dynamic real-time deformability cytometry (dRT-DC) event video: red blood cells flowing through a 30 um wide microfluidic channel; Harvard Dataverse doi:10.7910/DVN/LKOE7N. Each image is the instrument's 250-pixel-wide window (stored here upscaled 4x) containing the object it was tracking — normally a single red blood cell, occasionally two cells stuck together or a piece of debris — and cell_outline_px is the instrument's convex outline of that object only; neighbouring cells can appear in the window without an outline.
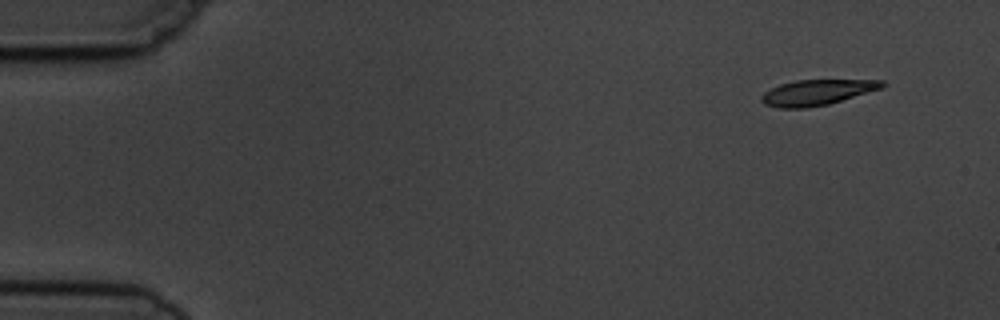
{"species": "common noctule bat (a hibernating species)", "species_latin": "Nyctalus noctula", "temperature_condition": "cold", "stored_images_in_passage": 6, "camera_frame_rate_fps": 3000, "um_per_image_px": 0.085, "animal": {"sex": "male", "body_mass_g": 19.5, "forearm_length_mm": 54.6}, "frame": {"image": 1, "passage_image": 1, "time_ms": 0.0, "image_size_px": [1000, 320], "cell_outline_px": [[888, 84], [884, 88], [828, 104], [804, 108], [780, 108], [764, 104], [760, 100], [760, 96], [764, 92], [780, 84], [796, 80], [884, 80]], "centroid_in_image_um": [69.47, 7.85], "position_along_channel_um": 15.5, "area_um2": 18.03}}
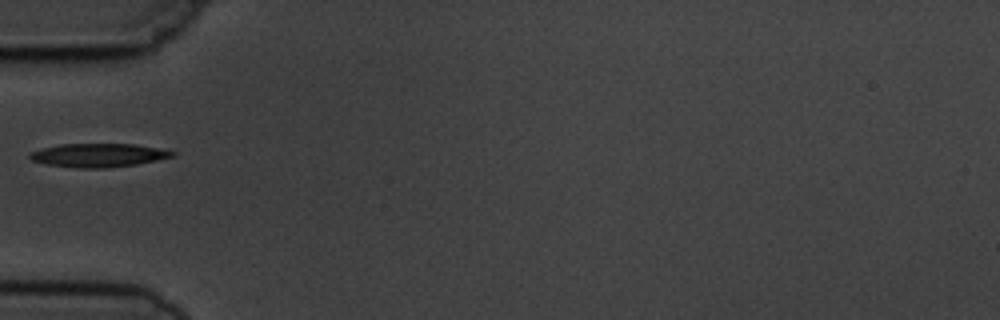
{"frame": {"image": 2, "passage_image": 5, "time_ms": 4.667, "image_size_px": [1000, 320], "cell_outline_px": [[176, 156], [136, 164], [108, 168], [80, 168], [44, 164], [32, 160], [28, 156], [32, 152], [44, 148], [60, 144], [132, 144], [156, 148], [176, 152]], "centroid_in_image_um": [8.36, 13.2], "position_along_channel_um": 76.6, "area_um2": 19.36}}
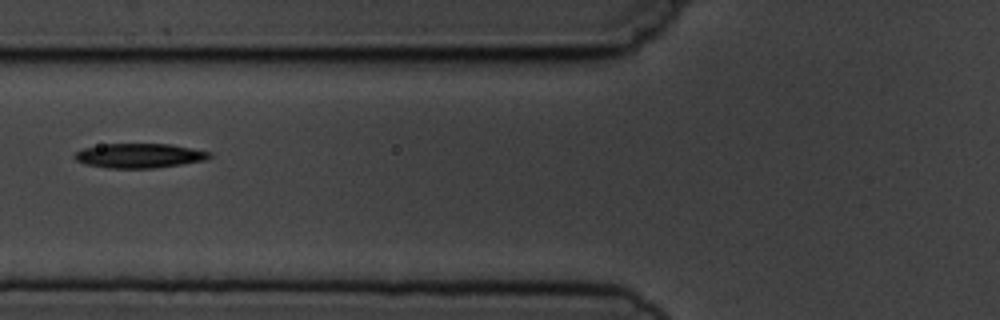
{"frame": {"image": 3, "passage_image": 6, "time_ms": 5.667, "image_size_px": [1000, 320], "cell_outline_px": [[212, 156], [204, 160], [156, 168], [108, 168], [84, 164], [76, 160], [72, 156], [76, 152], [84, 148], [104, 144], [172, 144], [212, 152]], "centroid_in_image_um": [11.84, 13.23], "position_along_channel_um": 114.0, "area_um2": 19.25}}